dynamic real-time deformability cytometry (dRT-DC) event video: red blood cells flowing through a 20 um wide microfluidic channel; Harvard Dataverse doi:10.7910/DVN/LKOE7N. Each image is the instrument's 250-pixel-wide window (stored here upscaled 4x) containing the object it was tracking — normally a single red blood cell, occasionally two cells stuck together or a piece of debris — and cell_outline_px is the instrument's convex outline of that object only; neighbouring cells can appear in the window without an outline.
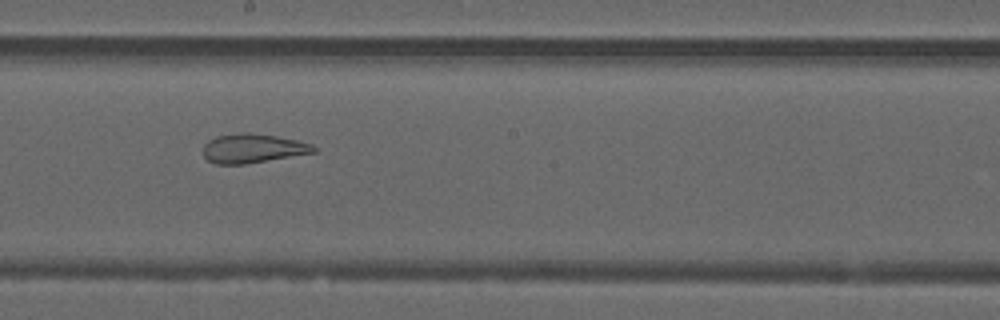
{"species": "common noctule bat (a hibernating species)", "species_latin": "Nyctalus noctula", "temperature_condition": "warm", "stored_images_in_passage": 39, "camera_frame_rate_fps": 3000, "um_per_image_px": 0.085, "animal": {"sex": "male", "forearm_length_mm": 52.5}, "frame": {"image": 1, "passage_image": 22, "time_ms": 7.0, "image_size_px": [1000, 320], "cell_outline_px": [[316, 152], [244, 164], [216, 164], [208, 160], [204, 156], [204, 144], [208, 140], [216, 136], [240, 132], [248, 132], [276, 136], [296, 140], [312, 144], [316, 148]], "centroid_in_image_um": [21.47, 12.6], "position_along_channel_um": 226.7, "area_um2": 18.67}}
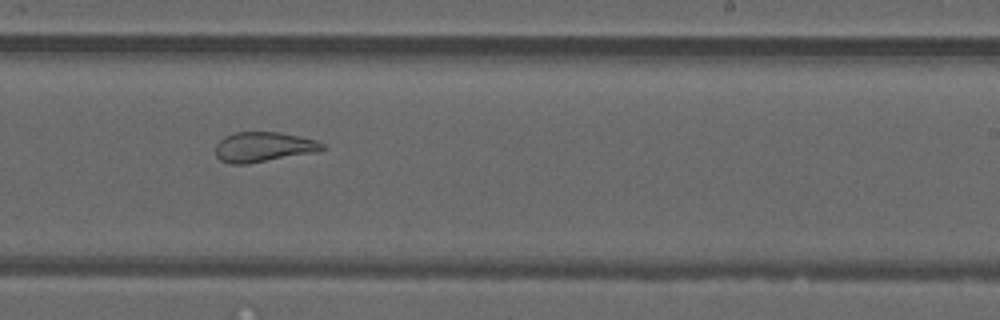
{"frame": {"image": 2, "passage_image": 25, "time_ms": 8.0, "image_size_px": [1000, 320], "cell_outline_px": [[328, 148], [312, 152], [248, 164], [232, 164], [220, 160], [216, 156], [216, 144], [224, 136], [236, 132], [280, 132], [300, 136], [316, 140], [324, 144]], "centroid_in_image_um": [22.38, 12.48], "position_along_channel_um": 266.6, "area_um2": 18.55}}
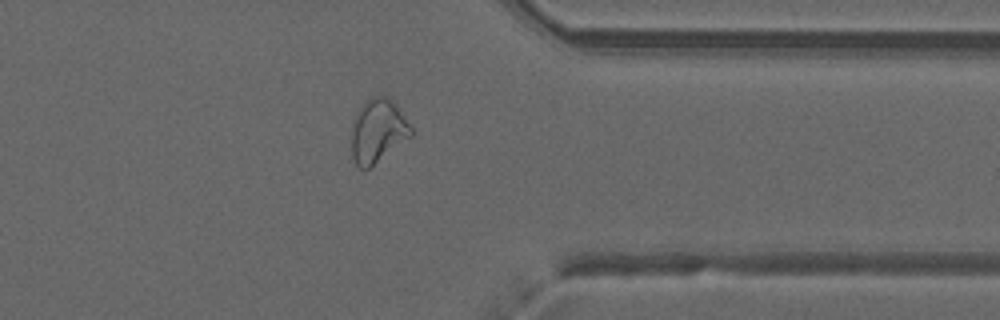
{"frame": {"image": 3, "passage_image": 34, "time_ms": 11.0, "image_size_px": [1000, 320], "cell_outline_px": [[412, 136], [368, 168], [360, 168], [356, 164], [352, 156], [352, 128], [356, 112], [372, 96], [388, 96], [396, 104], [412, 128]], "centroid_in_image_um": [32.12, 11.11], "position_along_channel_um": 379.3, "area_um2": 21.68}}